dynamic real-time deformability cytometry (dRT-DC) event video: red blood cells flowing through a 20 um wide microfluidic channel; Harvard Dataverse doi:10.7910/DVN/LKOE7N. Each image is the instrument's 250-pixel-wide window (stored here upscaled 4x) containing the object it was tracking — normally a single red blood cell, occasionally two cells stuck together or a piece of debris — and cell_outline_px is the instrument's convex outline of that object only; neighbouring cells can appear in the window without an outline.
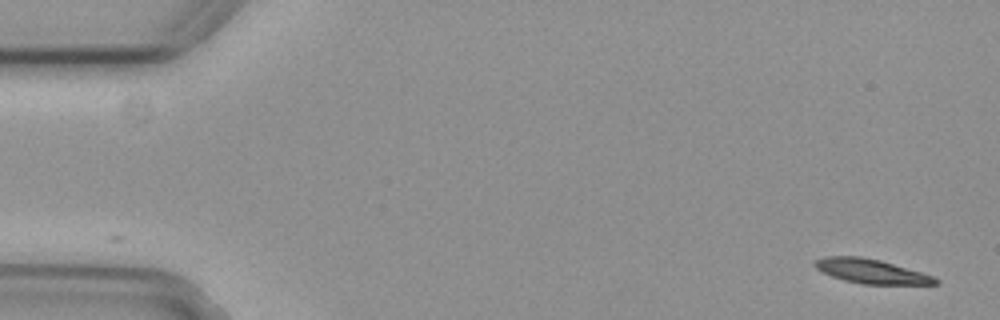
{"species": "common noctule bat (a hibernating species)", "species_latin": "Nyctalus noctula", "temperature_condition": "cold", "stored_images_in_passage": 4, "camera_frame_rate_fps": 3000, "um_per_image_px": 0.085, "animal": {"sex": "female", "body_mass_g": 29.2, "forearm_length_mm": 56.3}, "frame": {"image": 1, "passage_image": 1, "time_ms": 0.0, "image_size_px": [1000, 320], "cell_outline_px": [[940, 284], [864, 284], [844, 280], [832, 276], [816, 268], [812, 264], [816, 260], [824, 256], [860, 256], [880, 260], [920, 272], [932, 276], [940, 280]], "centroid_in_image_um": [74.03, 23.05], "position_along_channel_um": 11.0, "area_um2": 16.88}}